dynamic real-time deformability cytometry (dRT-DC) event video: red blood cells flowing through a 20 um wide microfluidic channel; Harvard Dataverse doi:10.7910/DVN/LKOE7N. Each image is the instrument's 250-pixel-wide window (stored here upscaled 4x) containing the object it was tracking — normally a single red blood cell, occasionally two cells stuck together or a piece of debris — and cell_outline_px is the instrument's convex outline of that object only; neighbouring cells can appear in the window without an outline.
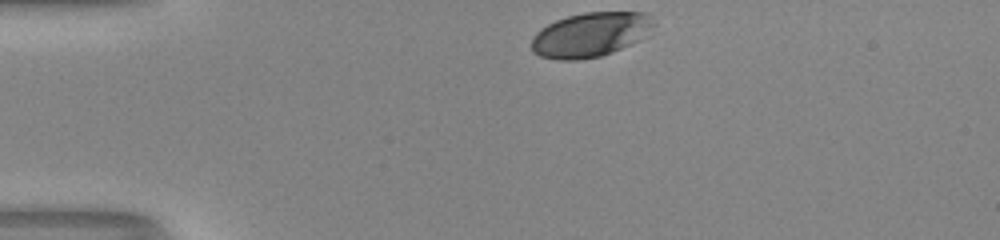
{"species": "human", "species_latin": "Homo sapiens", "temperature_condition": "room temperature", "stored_images_in_passage": 32, "camera_frame_rate_fps": 3000, "um_per_image_px": 0.085, "donor": {"sex": "male"}, "frame": {"image": 1, "passage_image": 1, "time_ms": 0.0, "image_size_px": [1000, 240], "cell_outline_px": [[652, 24], [632, 44], [612, 52], [600, 56], [576, 60], [556, 60], [540, 56], [532, 52], [532, 36], [536, 32], [548, 24], [556, 20], [568, 16], [584, 12], [644, 12], [648, 16]], "centroid_in_image_um": [50.07, 2.96], "position_along_channel_um": 34.9, "area_um2": 31.04}}
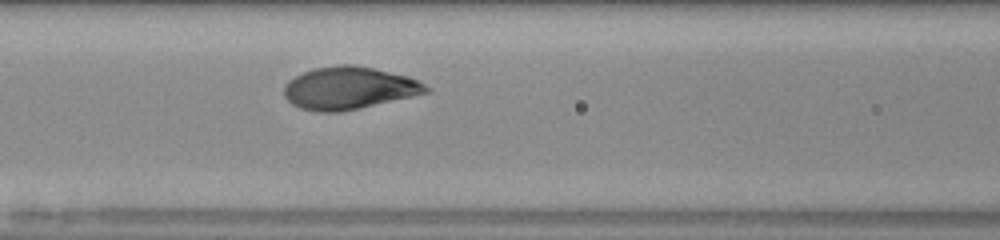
{"frame": {"image": 2, "passage_image": 13, "time_ms": 4.0, "image_size_px": [1000, 240], "cell_outline_px": [[432, 92], [360, 108], [340, 112], [316, 112], [300, 108], [292, 104], [284, 96], [284, 84], [288, 80], [312, 68], [340, 64], [352, 64], [372, 68], [408, 76], [432, 88]], "centroid_in_image_um": [29.66, 7.49], "position_along_channel_um": 136.9, "area_um2": 35.37}}
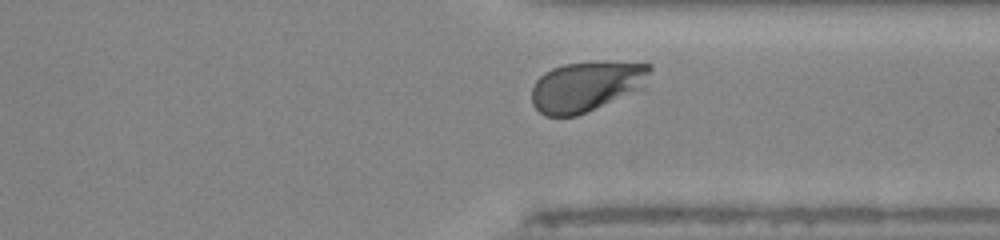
{"frame": {"image": 3, "passage_image": 30, "time_ms": 9.667, "image_size_px": [1000, 240], "cell_outline_px": [[652, 68], [644, 88], [576, 116], [544, 116], [532, 104], [532, 88], [536, 80], [544, 72], [552, 68], [564, 64], [596, 60], [652, 64]], "centroid_in_image_um": [49.86, 7.31], "position_along_channel_um": 361.5, "area_um2": 34.97}, "authors_computed_cell_mechanics": {"area_um2": 34.8245, "velocity_mm_per_s": 3.9553, "shape_relaxation_time_tau1_ms": 2.1167, "shape_relaxation_time_tau2_ms": null, "deformation_change_tau1": 0.1258, "deformation_change_tau2": null}}